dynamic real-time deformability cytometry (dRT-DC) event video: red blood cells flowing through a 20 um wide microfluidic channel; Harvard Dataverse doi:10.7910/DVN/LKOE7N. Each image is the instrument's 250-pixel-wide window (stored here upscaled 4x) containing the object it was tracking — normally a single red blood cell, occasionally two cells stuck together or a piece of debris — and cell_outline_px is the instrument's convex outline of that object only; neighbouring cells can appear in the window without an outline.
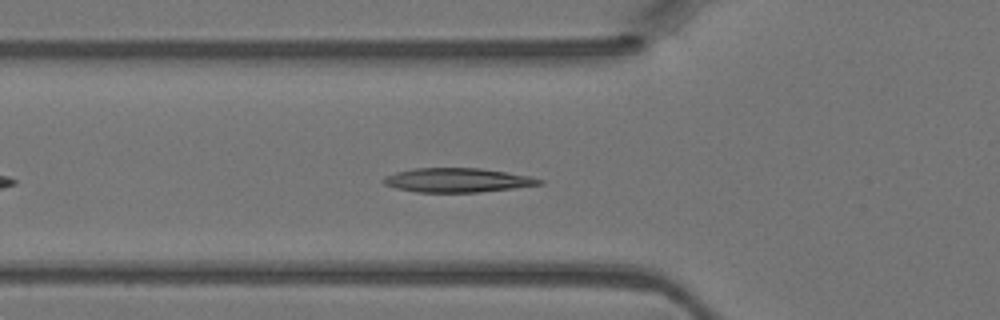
{"species": "Egyptian fruit bat (a non-hibernating species)", "species_latin": "Rousettus aegyptiacus", "temperature_condition": "warm", "stored_images_in_passage": 36, "camera_frame_rate_fps": 3000, "um_per_image_px": 0.085, "animal": {"sex": "female"}, "frame": {"image": 1, "passage_image": 6, "time_ms": 1.667, "image_size_px": [1000, 320], "cell_outline_px": [[544, 184], [480, 192], [416, 192], [396, 188], [384, 184], [384, 176], [396, 172], [416, 168], [480, 168], [528, 176], [544, 180]], "centroid_in_image_um": [38.87, 15.31], "position_along_channel_um": 86.9, "area_um2": 21.73}}
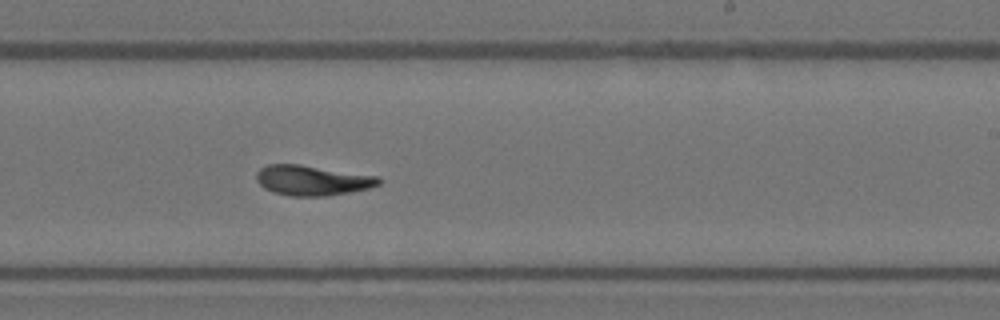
{"frame": {"image": 2, "passage_image": 18, "time_ms": 5.667, "image_size_px": [1000, 320], "cell_outline_px": [[380, 184], [368, 188], [328, 196], [288, 196], [272, 192], [264, 188], [256, 180], [256, 172], [260, 168], [268, 164], [300, 164], [376, 176], [380, 180]], "centroid_in_image_um": [26.48, 15.33], "position_along_channel_um": 262.5, "area_um2": 21.39}}
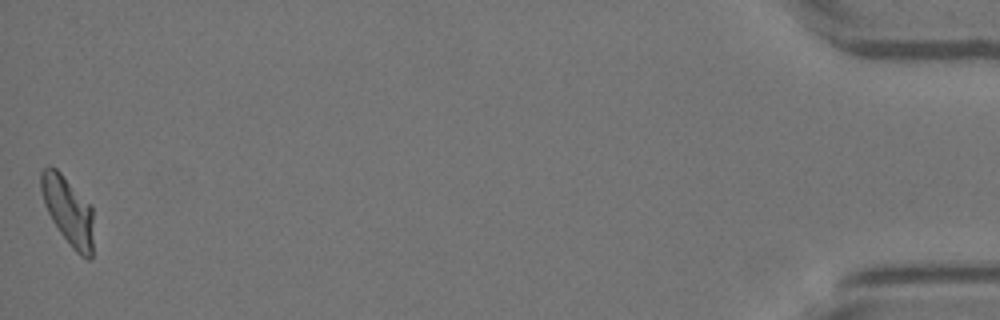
{"frame": {"image": 3, "passage_image": 36, "time_ms": 11.667, "image_size_px": [1000, 320], "cell_outline_px": [[92, 256], [88, 260], [80, 256], [72, 248], [60, 232], [52, 220], [44, 204], [40, 188], [40, 172], [48, 164], [56, 168], [92, 204]], "centroid_in_image_um": [5.78, 17.88], "position_along_channel_um": 429.4, "area_um2": 21.04}}